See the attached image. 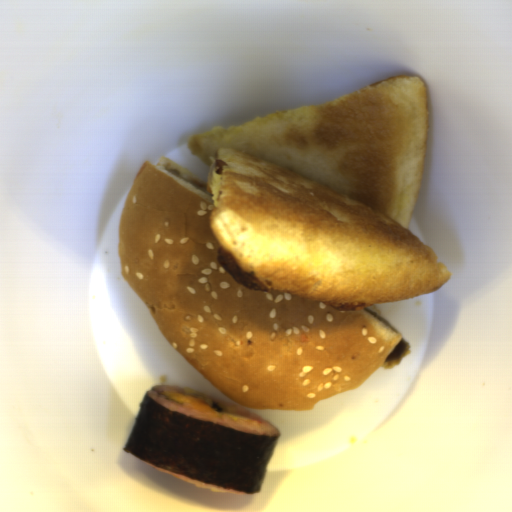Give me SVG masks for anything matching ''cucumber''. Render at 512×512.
Wrapping results in <instances>:
<instances>
[{"label":"cucumber","mask_w":512,"mask_h":512,"mask_svg":"<svg viewBox=\"0 0 512 512\" xmlns=\"http://www.w3.org/2000/svg\"><path fill=\"white\" fill-rule=\"evenodd\" d=\"M211 402H212V401H211ZM211 407H212L213 409H216V410H217V412H222V411H224L223 407H221V406L217 405V404H216V403H214V402H212Z\"/></svg>","instance_id":"obj_1"}]
</instances>
